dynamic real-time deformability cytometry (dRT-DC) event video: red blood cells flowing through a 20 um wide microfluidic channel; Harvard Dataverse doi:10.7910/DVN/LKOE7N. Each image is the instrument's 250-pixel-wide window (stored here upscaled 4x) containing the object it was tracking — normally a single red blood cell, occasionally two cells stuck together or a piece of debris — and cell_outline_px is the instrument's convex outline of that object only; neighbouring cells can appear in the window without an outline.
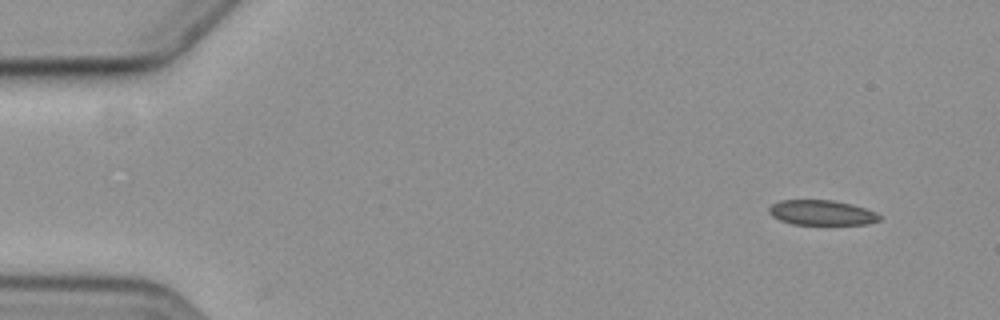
{"species": "common noctule bat (a hibernating species)", "species_latin": "Nyctalus noctula", "temperature_condition": "cold", "stored_images_in_passage": 11, "camera_frame_rate_fps": 3000, "um_per_image_px": 0.085, "animal": {"sex": "female", "body_mass_g": 19.3, "forearm_length_mm": 54.1}, "frame": {"image": 1, "passage_image": 1, "time_ms": 0.0, "image_size_px": [1000, 320], "cell_outline_px": [[880, 220], [868, 224], [792, 224], [780, 220], [772, 216], [768, 212], [768, 208], [772, 204], [780, 200], [832, 200], [852, 204], [876, 212], [880, 216]], "centroid_in_image_um": [69.82, 18.07], "position_along_channel_um": 15.2, "area_um2": 16.07}}
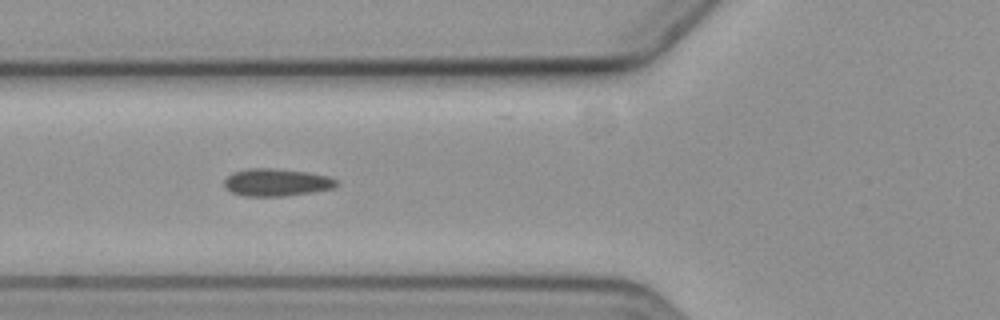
{"frame": {"image": 2, "passage_image": 5, "time_ms": 5.667, "image_size_px": [1000, 320], "cell_outline_px": [[336, 188], [312, 192], [284, 196], [244, 196], [232, 192], [224, 188], [224, 180], [232, 172], [248, 168], [272, 168], [304, 172], [328, 176], [336, 180]], "centroid_in_image_um": [23.46, 15.5], "position_along_channel_um": 102.3, "area_um2": 17.92}}
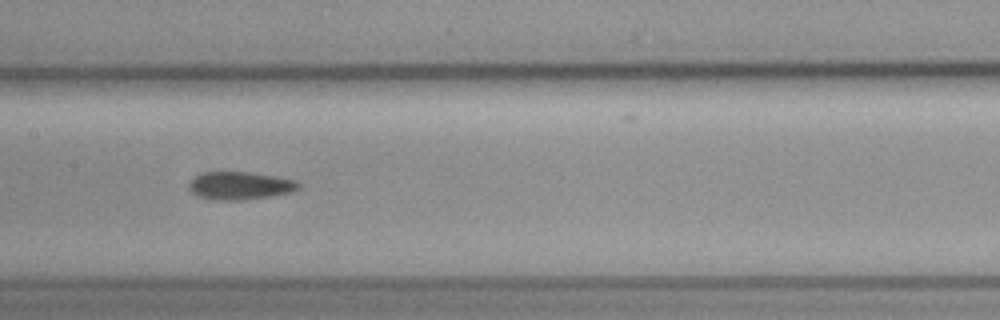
{"frame": {"image": 3, "passage_image": 7, "time_ms": 8.0, "image_size_px": [1000, 320], "cell_outline_px": [[300, 188], [292, 192], [268, 196], [240, 200], [212, 200], [196, 196], [188, 188], [188, 184], [200, 172], [248, 172], [276, 176], [296, 180], [300, 184]], "centroid_in_image_um": [20.38, 15.78], "position_along_channel_um": 187.0, "area_um2": 17.86}}